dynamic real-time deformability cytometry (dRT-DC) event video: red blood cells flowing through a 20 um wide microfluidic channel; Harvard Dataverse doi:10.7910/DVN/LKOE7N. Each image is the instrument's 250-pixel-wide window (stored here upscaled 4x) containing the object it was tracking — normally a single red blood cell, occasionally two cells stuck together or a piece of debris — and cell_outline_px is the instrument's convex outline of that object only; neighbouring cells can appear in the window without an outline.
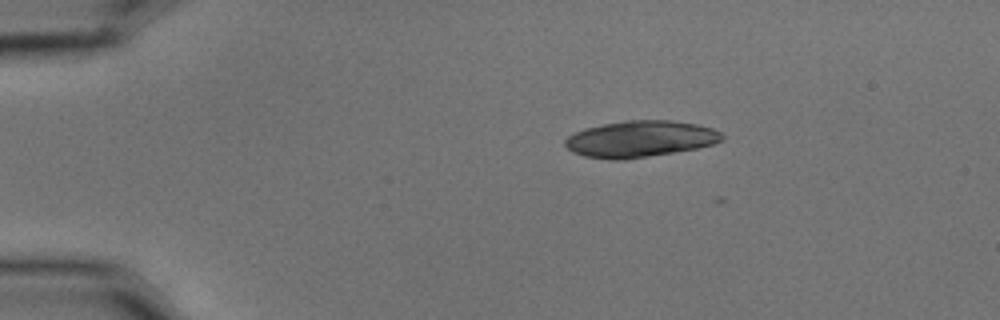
{"species": "common noctule bat (a hibernating species)", "species_latin": "Nyctalus noctula", "temperature_condition": "cold", "stored_images_in_passage": 3, "camera_frame_rate_fps": 3000, "um_per_image_px": 0.085, "animal": {"sex": "male", "body_mass_g": 15.6}, "frame": {"image": 1, "passage_image": 2, "time_ms": 0.333, "image_size_px": [1000, 320], "cell_outline_px": [[724, 140], [712, 144], [696, 148], [624, 160], [612, 160], [584, 156], [572, 152], [564, 144], [564, 140], [568, 136], [584, 128], [604, 124], [628, 120], [672, 120], [696, 124], [712, 128], [720, 132], [724, 136]], "centroid_in_image_um": [54.4, 11.81], "position_along_channel_um": 30.6, "area_um2": 33.18}}